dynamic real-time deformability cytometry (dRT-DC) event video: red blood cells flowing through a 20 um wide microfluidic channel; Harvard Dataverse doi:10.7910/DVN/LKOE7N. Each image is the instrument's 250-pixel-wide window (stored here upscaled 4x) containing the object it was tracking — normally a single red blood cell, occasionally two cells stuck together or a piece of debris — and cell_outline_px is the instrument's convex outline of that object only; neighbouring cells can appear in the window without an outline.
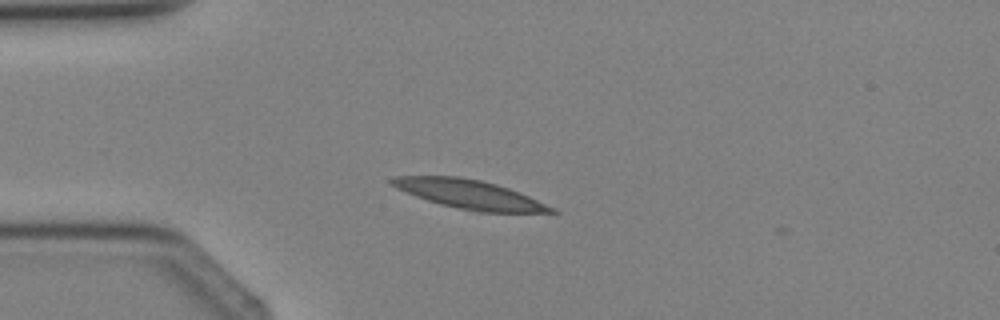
{"species": "Egyptian fruit bat (a non-hibernating species)", "species_latin": "Rousettus aegyptiacus", "temperature_condition": "cold", "stored_images_in_passage": 2, "camera_frame_rate_fps": 3000, "um_per_image_px": 0.085, "animal": {"sex": "female"}, "frame": {"image": 1, "passage_image": 2, "time_ms": 1.0, "image_size_px": [1000, 320], "cell_outline_px": [[560, 212], [476, 212], [440, 204], [416, 196], [396, 188], [388, 180], [392, 176], [456, 176], [480, 180], [496, 184], [520, 192], [556, 208]], "centroid_in_image_um": [39.91, 16.51], "position_along_channel_um": 45.1, "area_um2": 26.7}}